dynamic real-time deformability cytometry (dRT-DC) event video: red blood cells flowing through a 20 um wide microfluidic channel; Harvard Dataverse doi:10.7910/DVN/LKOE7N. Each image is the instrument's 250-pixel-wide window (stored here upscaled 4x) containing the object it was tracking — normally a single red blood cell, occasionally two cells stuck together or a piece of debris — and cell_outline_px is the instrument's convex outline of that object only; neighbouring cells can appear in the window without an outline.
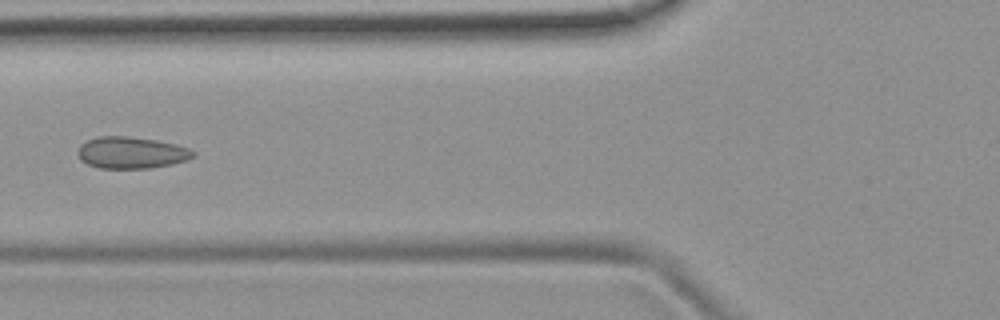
{"species": "common noctule bat (a hibernating species)", "species_latin": "Nyctalus noctula", "temperature_condition": "room temperature", "stored_images_in_passage": 5, "camera_frame_rate_fps": 3000, "um_per_image_px": 0.085, "animal": {"sex": "female", "body_mass_g": 19.9}, "frame": {"image": 1, "passage_image": 4, "time_ms": 4.667, "image_size_px": [1000, 320], "cell_outline_px": [[196, 156], [188, 160], [172, 164], [152, 168], [100, 168], [88, 164], [80, 160], [76, 152], [80, 144], [96, 136], [128, 136], [156, 140], [176, 144], [188, 148], [196, 152]], "centroid_in_image_um": [11.17, 12.97], "position_along_channel_um": 114.6, "area_um2": 21.56}}
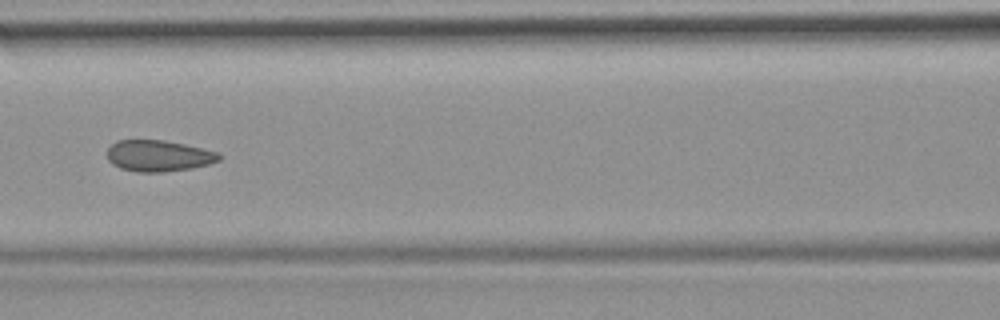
{"frame": {"image": 2, "passage_image": 5, "time_ms": 5.667, "image_size_px": [1000, 320], "cell_outline_px": [[224, 156], [220, 160], [208, 164], [192, 168], [164, 172], [136, 172], [120, 168], [112, 164], [108, 160], [108, 148], [116, 140], [164, 140], [184, 144], [216, 152]], "centroid_in_image_um": [13.47, 13.25], "position_along_channel_um": 153.1, "area_um2": 20.4}}